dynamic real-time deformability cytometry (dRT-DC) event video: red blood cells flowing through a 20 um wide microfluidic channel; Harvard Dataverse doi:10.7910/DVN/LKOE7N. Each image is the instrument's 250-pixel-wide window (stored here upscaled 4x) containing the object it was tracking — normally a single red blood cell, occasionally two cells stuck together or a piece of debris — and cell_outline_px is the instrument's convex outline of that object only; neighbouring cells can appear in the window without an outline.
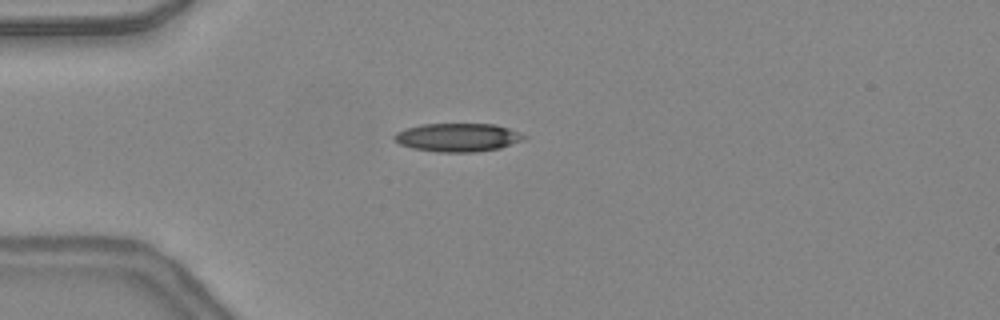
{"species": "common noctule bat (a hibernating species)", "species_latin": "Nyctalus noctula", "temperature_condition": "warm", "stored_images_in_passage": 24, "camera_frame_rate_fps": 3000, "um_per_image_px": 0.085, "animal": {"sex": "female", "body_mass_g": 24.6, "forearm_length_mm": 56.2}, "frame": {"image": 1, "passage_image": 1, "time_ms": 0.0, "image_size_px": [1000, 320], "cell_outline_px": [[528, 136], [524, 140], [500, 148], [476, 152], [440, 152], [412, 148], [400, 144], [392, 140], [392, 136], [396, 132], [420, 124], [496, 124], [520, 132]], "centroid_in_image_um": [38.92, 11.68], "position_along_channel_um": 46.1, "area_um2": 21.62}}
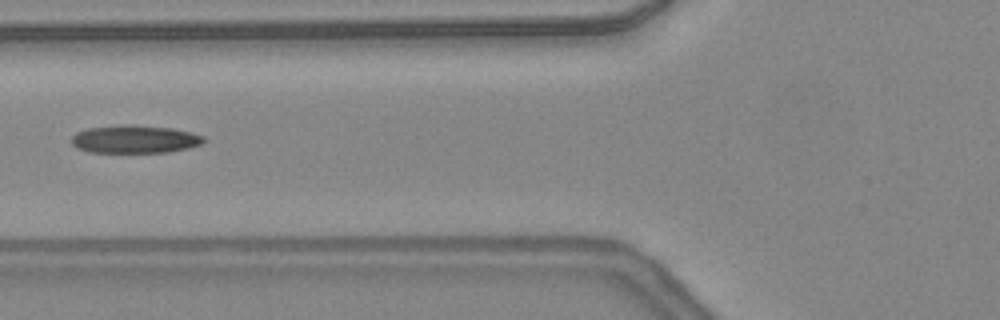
{"frame": {"image": 2, "passage_image": 7, "time_ms": 2.0, "image_size_px": [1000, 320], "cell_outline_px": [[208, 140], [200, 144], [188, 148], [168, 152], [88, 152], [76, 148], [72, 144], [72, 136], [76, 132], [88, 128], [120, 124], [124, 124], [172, 128], [192, 132], [204, 136]], "centroid_in_image_um": [11.46, 11.83], "position_along_channel_um": 114.3, "area_um2": 21.68}}